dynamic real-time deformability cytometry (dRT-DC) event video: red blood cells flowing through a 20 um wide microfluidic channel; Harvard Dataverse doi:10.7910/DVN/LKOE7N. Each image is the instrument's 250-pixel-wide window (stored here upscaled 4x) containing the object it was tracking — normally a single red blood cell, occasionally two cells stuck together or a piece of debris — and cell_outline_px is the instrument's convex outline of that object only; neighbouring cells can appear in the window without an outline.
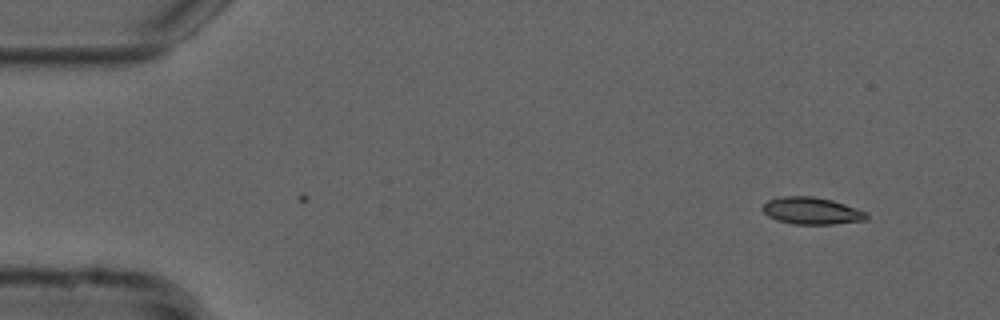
{"species": "common noctule bat (a hibernating species)", "species_latin": "Nyctalus noctula", "temperature_condition": "cold", "stored_images_in_passage": 13, "camera_frame_rate_fps": 3000, "um_per_image_px": 0.085, "animal": {"sex": "male", "forearm_length_mm": 52.5}, "frame": {"image": 1, "passage_image": 1, "time_ms": 0.0, "image_size_px": [1000, 320], "cell_outline_px": [[868, 220], [832, 224], [792, 224], [776, 220], [768, 216], [760, 208], [768, 200], [776, 196], [812, 196], [832, 200], [868, 212]], "centroid_in_image_um": [68.97, 17.92], "position_along_channel_um": 16.0, "area_um2": 16.59}}
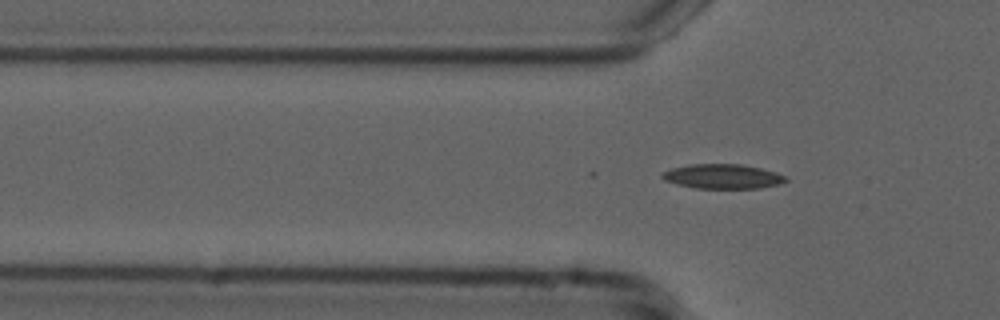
{"frame": {"image": 2, "passage_image": 13, "time_ms": 4.0, "image_size_px": [1000, 320], "cell_outline_px": [[788, 180], [780, 184], [760, 188], [696, 188], [676, 184], [664, 180], [660, 176], [660, 172], [672, 168], [692, 164], [740, 164], [760, 168], [776, 172], [784, 176]], "centroid_in_image_um": [61.39, 14.99], "position_along_channel_um": 64.4, "area_um2": 17.69}}